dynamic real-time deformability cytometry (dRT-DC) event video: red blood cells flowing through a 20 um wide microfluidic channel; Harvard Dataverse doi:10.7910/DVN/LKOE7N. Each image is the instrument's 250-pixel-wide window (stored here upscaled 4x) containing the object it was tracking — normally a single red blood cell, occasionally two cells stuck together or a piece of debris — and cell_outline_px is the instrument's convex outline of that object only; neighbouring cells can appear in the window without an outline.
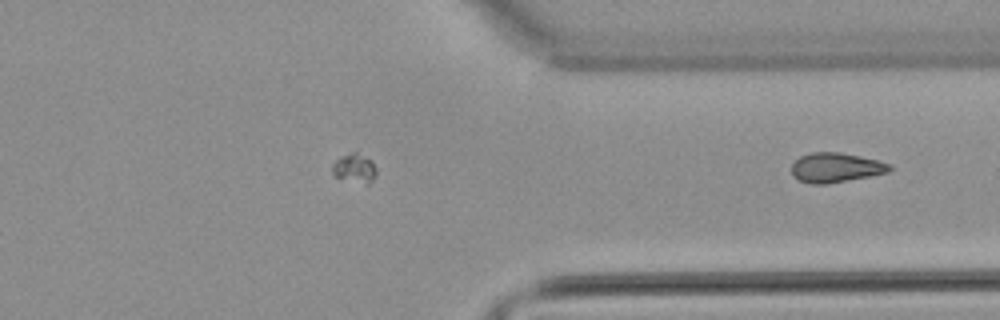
{"species": "common noctule bat (a hibernating species)", "species_latin": "Nyctalus noctula", "temperature_condition": "warm", "stored_images_in_passage": 41, "camera_frame_rate_fps": 3000, "um_per_image_px": 0.085, "animal": {"sex": "male", "body_mass_g": 21.5, "forearm_length_mm": 52.0}, "frame": {"image": 1, "passage_image": 41, "time_ms": 13.333, "image_size_px": [1000, 320], "cell_outline_px": [[892, 168], [888, 172], [828, 184], [808, 184], [792, 176], [792, 164], [800, 156], [812, 152], [840, 152], [880, 160], [892, 164]], "centroid_in_image_um": [71.04, 14.24], "position_along_channel_um": 340.4, "area_um2": 16.99}}